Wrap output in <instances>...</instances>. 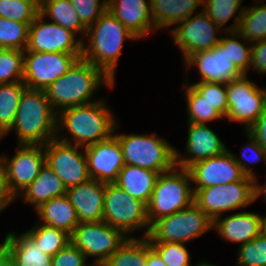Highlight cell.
<instances>
[{
    "instance_id": "cell-1",
    "label": "cell",
    "mask_w": 266,
    "mask_h": 266,
    "mask_svg": "<svg viewBox=\"0 0 266 266\" xmlns=\"http://www.w3.org/2000/svg\"><path fill=\"white\" fill-rule=\"evenodd\" d=\"M102 85L112 88L115 83L94 64L79 58L68 72L53 82L45 92L53 109L58 112L59 109L61 111L98 101L91 99Z\"/></svg>"
},
{
    "instance_id": "cell-2",
    "label": "cell",
    "mask_w": 266,
    "mask_h": 266,
    "mask_svg": "<svg viewBox=\"0 0 266 266\" xmlns=\"http://www.w3.org/2000/svg\"><path fill=\"white\" fill-rule=\"evenodd\" d=\"M17 135L18 144L45 145L57 136V112L45 90L26 88L19 101L10 130Z\"/></svg>"
},
{
    "instance_id": "cell-3",
    "label": "cell",
    "mask_w": 266,
    "mask_h": 266,
    "mask_svg": "<svg viewBox=\"0 0 266 266\" xmlns=\"http://www.w3.org/2000/svg\"><path fill=\"white\" fill-rule=\"evenodd\" d=\"M88 45L83 42L82 58L101 69L115 82V69L125 40L138 39L109 10L87 28Z\"/></svg>"
},
{
    "instance_id": "cell-4",
    "label": "cell",
    "mask_w": 266,
    "mask_h": 266,
    "mask_svg": "<svg viewBox=\"0 0 266 266\" xmlns=\"http://www.w3.org/2000/svg\"><path fill=\"white\" fill-rule=\"evenodd\" d=\"M104 100L73 106L57 112V135L61 129L73 137V143L87 147L109 138L118 127L117 119Z\"/></svg>"
},
{
    "instance_id": "cell-5",
    "label": "cell",
    "mask_w": 266,
    "mask_h": 266,
    "mask_svg": "<svg viewBox=\"0 0 266 266\" xmlns=\"http://www.w3.org/2000/svg\"><path fill=\"white\" fill-rule=\"evenodd\" d=\"M191 182L189 170L176 165L171 170L160 173L147 205L150 226L156 220L188 208L194 203V190L189 186Z\"/></svg>"
},
{
    "instance_id": "cell-6",
    "label": "cell",
    "mask_w": 266,
    "mask_h": 266,
    "mask_svg": "<svg viewBox=\"0 0 266 266\" xmlns=\"http://www.w3.org/2000/svg\"><path fill=\"white\" fill-rule=\"evenodd\" d=\"M122 148L124 163L158 173L171 170L176 165V148L167 140L150 135L113 133Z\"/></svg>"
},
{
    "instance_id": "cell-7",
    "label": "cell",
    "mask_w": 266,
    "mask_h": 266,
    "mask_svg": "<svg viewBox=\"0 0 266 266\" xmlns=\"http://www.w3.org/2000/svg\"><path fill=\"white\" fill-rule=\"evenodd\" d=\"M213 230V220L195 203L172 215L156 220L147 236L149 242H189Z\"/></svg>"
},
{
    "instance_id": "cell-8",
    "label": "cell",
    "mask_w": 266,
    "mask_h": 266,
    "mask_svg": "<svg viewBox=\"0 0 266 266\" xmlns=\"http://www.w3.org/2000/svg\"><path fill=\"white\" fill-rule=\"evenodd\" d=\"M103 221L129 237H132L129 233L137 229H146L143 237H147L150 231L147 205L128 195L115 183H106Z\"/></svg>"
},
{
    "instance_id": "cell-9",
    "label": "cell",
    "mask_w": 266,
    "mask_h": 266,
    "mask_svg": "<svg viewBox=\"0 0 266 266\" xmlns=\"http://www.w3.org/2000/svg\"><path fill=\"white\" fill-rule=\"evenodd\" d=\"M193 190L194 203L212 220L225 211L243 208L255 201L254 178L250 176L234 183Z\"/></svg>"
},
{
    "instance_id": "cell-10",
    "label": "cell",
    "mask_w": 266,
    "mask_h": 266,
    "mask_svg": "<svg viewBox=\"0 0 266 266\" xmlns=\"http://www.w3.org/2000/svg\"><path fill=\"white\" fill-rule=\"evenodd\" d=\"M61 136V137H60ZM56 136L44 145L45 164L62 180L66 188L79 185L90 178L87 157L65 135ZM61 138V139H60Z\"/></svg>"
},
{
    "instance_id": "cell-11",
    "label": "cell",
    "mask_w": 266,
    "mask_h": 266,
    "mask_svg": "<svg viewBox=\"0 0 266 266\" xmlns=\"http://www.w3.org/2000/svg\"><path fill=\"white\" fill-rule=\"evenodd\" d=\"M226 91V118L231 122L243 123L244 129L248 131L266 109V87H258L244 74L226 84Z\"/></svg>"
},
{
    "instance_id": "cell-12",
    "label": "cell",
    "mask_w": 266,
    "mask_h": 266,
    "mask_svg": "<svg viewBox=\"0 0 266 266\" xmlns=\"http://www.w3.org/2000/svg\"><path fill=\"white\" fill-rule=\"evenodd\" d=\"M127 238L121 230L104 221L79 223L70 235L71 243L85 254L86 259L94 257L95 263H105Z\"/></svg>"
},
{
    "instance_id": "cell-13",
    "label": "cell",
    "mask_w": 266,
    "mask_h": 266,
    "mask_svg": "<svg viewBox=\"0 0 266 266\" xmlns=\"http://www.w3.org/2000/svg\"><path fill=\"white\" fill-rule=\"evenodd\" d=\"M79 58L82 54L24 51L23 83L30 89L46 90Z\"/></svg>"
},
{
    "instance_id": "cell-14",
    "label": "cell",
    "mask_w": 266,
    "mask_h": 266,
    "mask_svg": "<svg viewBox=\"0 0 266 266\" xmlns=\"http://www.w3.org/2000/svg\"><path fill=\"white\" fill-rule=\"evenodd\" d=\"M38 14L29 26L28 43L25 51L82 54L83 37L77 40L71 30L53 22H44Z\"/></svg>"
},
{
    "instance_id": "cell-15",
    "label": "cell",
    "mask_w": 266,
    "mask_h": 266,
    "mask_svg": "<svg viewBox=\"0 0 266 266\" xmlns=\"http://www.w3.org/2000/svg\"><path fill=\"white\" fill-rule=\"evenodd\" d=\"M0 163L6 170L10 190L18 198L45 165L44 145L18 144L11 159L0 155Z\"/></svg>"
},
{
    "instance_id": "cell-16",
    "label": "cell",
    "mask_w": 266,
    "mask_h": 266,
    "mask_svg": "<svg viewBox=\"0 0 266 266\" xmlns=\"http://www.w3.org/2000/svg\"><path fill=\"white\" fill-rule=\"evenodd\" d=\"M176 25L170 33L184 61L196 52L211 50L220 42L221 36L216 37V32L221 28L203 10Z\"/></svg>"
},
{
    "instance_id": "cell-17",
    "label": "cell",
    "mask_w": 266,
    "mask_h": 266,
    "mask_svg": "<svg viewBox=\"0 0 266 266\" xmlns=\"http://www.w3.org/2000/svg\"><path fill=\"white\" fill-rule=\"evenodd\" d=\"M188 170L192 182L196 184V187L192 188L225 185L241 181L247 176L228 149L219 155L194 163Z\"/></svg>"
},
{
    "instance_id": "cell-18",
    "label": "cell",
    "mask_w": 266,
    "mask_h": 266,
    "mask_svg": "<svg viewBox=\"0 0 266 266\" xmlns=\"http://www.w3.org/2000/svg\"><path fill=\"white\" fill-rule=\"evenodd\" d=\"M90 178L103 183H114L125 165L123 151L117 137L109 138L84 148Z\"/></svg>"
},
{
    "instance_id": "cell-19",
    "label": "cell",
    "mask_w": 266,
    "mask_h": 266,
    "mask_svg": "<svg viewBox=\"0 0 266 266\" xmlns=\"http://www.w3.org/2000/svg\"><path fill=\"white\" fill-rule=\"evenodd\" d=\"M184 65L186 69L196 65L201 75L199 82L228 84L231 80L244 75L231 61L228 47H223L220 42L211 50L190 55L184 61Z\"/></svg>"
},
{
    "instance_id": "cell-20",
    "label": "cell",
    "mask_w": 266,
    "mask_h": 266,
    "mask_svg": "<svg viewBox=\"0 0 266 266\" xmlns=\"http://www.w3.org/2000/svg\"><path fill=\"white\" fill-rule=\"evenodd\" d=\"M188 126L185 150L189 157H183L176 149V166L188 169L198 161L209 159L227 150L219 136L206 124L188 122Z\"/></svg>"
},
{
    "instance_id": "cell-21",
    "label": "cell",
    "mask_w": 266,
    "mask_h": 266,
    "mask_svg": "<svg viewBox=\"0 0 266 266\" xmlns=\"http://www.w3.org/2000/svg\"><path fill=\"white\" fill-rule=\"evenodd\" d=\"M105 188L106 183L92 178L67 188L65 195L76 209L80 223L103 221Z\"/></svg>"
},
{
    "instance_id": "cell-22",
    "label": "cell",
    "mask_w": 266,
    "mask_h": 266,
    "mask_svg": "<svg viewBox=\"0 0 266 266\" xmlns=\"http://www.w3.org/2000/svg\"><path fill=\"white\" fill-rule=\"evenodd\" d=\"M111 12L138 39L157 30L151 15L150 0H107Z\"/></svg>"
},
{
    "instance_id": "cell-23",
    "label": "cell",
    "mask_w": 266,
    "mask_h": 266,
    "mask_svg": "<svg viewBox=\"0 0 266 266\" xmlns=\"http://www.w3.org/2000/svg\"><path fill=\"white\" fill-rule=\"evenodd\" d=\"M261 215L252 212H237L213 220V229L228 242L243 245L261 234Z\"/></svg>"
},
{
    "instance_id": "cell-24",
    "label": "cell",
    "mask_w": 266,
    "mask_h": 266,
    "mask_svg": "<svg viewBox=\"0 0 266 266\" xmlns=\"http://www.w3.org/2000/svg\"><path fill=\"white\" fill-rule=\"evenodd\" d=\"M159 175L149 169L125 164L114 183L131 197L148 205Z\"/></svg>"
},
{
    "instance_id": "cell-25",
    "label": "cell",
    "mask_w": 266,
    "mask_h": 266,
    "mask_svg": "<svg viewBox=\"0 0 266 266\" xmlns=\"http://www.w3.org/2000/svg\"><path fill=\"white\" fill-rule=\"evenodd\" d=\"M43 225L61 229L71 235L80 223L76 209L66 195L55 197L35 209Z\"/></svg>"
},
{
    "instance_id": "cell-26",
    "label": "cell",
    "mask_w": 266,
    "mask_h": 266,
    "mask_svg": "<svg viewBox=\"0 0 266 266\" xmlns=\"http://www.w3.org/2000/svg\"><path fill=\"white\" fill-rule=\"evenodd\" d=\"M4 248L17 266H52V257L45 254L26 232L21 235L8 232Z\"/></svg>"
},
{
    "instance_id": "cell-27",
    "label": "cell",
    "mask_w": 266,
    "mask_h": 266,
    "mask_svg": "<svg viewBox=\"0 0 266 266\" xmlns=\"http://www.w3.org/2000/svg\"><path fill=\"white\" fill-rule=\"evenodd\" d=\"M67 188L62 180L46 164L41 168L37 178L23 191V201L32 204L34 210L52 198L66 194Z\"/></svg>"
},
{
    "instance_id": "cell-28",
    "label": "cell",
    "mask_w": 266,
    "mask_h": 266,
    "mask_svg": "<svg viewBox=\"0 0 266 266\" xmlns=\"http://www.w3.org/2000/svg\"><path fill=\"white\" fill-rule=\"evenodd\" d=\"M151 15L155 28L162 29L185 21L203 0H150Z\"/></svg>"
},
{
    "instance_id": "cell-29",
    "label": "cell",
    "mask_w": 266,
    "mask_h": 266,
    "mask_svg": "<svg viewBox=\"0 0 266 266\" xmlns=\"http://www.w3.org/2000/svg\"><path fill=\"white\" fill-rule=\"evenodd\" d=\"M39 14L52 19L65 29L75 34L83 33L86 36L87 27L81 22L70 0H45L39 5Z\"/></svg>"
},
{
    "instance_id": "cell-30",
    "label": "cell",
    "mask_w": 266,
    "mask_h": 266,
    "mask_svg": "<svg viewBox=\"0 0 266 266\" xmlns=\"http://www.w3.org/2000/svg\"><path fill=\"white\" fill-rule=\"evenodd\" d=\"M244 7L237 32L250 44L266 40V4Z\"/></svg>"
},
{
    "instance_id": "cell-31",
    "label": "cell",
    "mask_w": 266,
    "mask_h": 266,
    "mask_svg": "<svg viewBox=\"0 0 266 266\" xmlns=\"http://www.w3.org/2000/svg\"><path fill=\"white\" fill-rule=\"evenodd\" d=\"M243 1L244 0H203V11L222 31H237L244 10V7H241ZM235 13L238 15L234 19V24L223 28L226 22L235 16Z\"/></svg>"
},
{
    "instance_id": "cell-32",
    "label": "cell",
    "mask_w": 266,
    "mask_h": 266,
    "mask_svg": "<svg viewBox=\"0 0 266 266\" xmlns=\"http://www.w3.org/2000/svg\"><path fill=\"white\" fill-rule=\"evenodd\" d=\"M105 263L107 266H146L147 237H128Z\"/></svg>"
},
{
    "instance_id": "cell-33",
    "label": "cell",
    "mask_w": 266,
    "mask_h": 266,
    "mask_svg": "<svg viewBox=\"0 0 266 266\" xmlns=\"http://www.w3.org/2000/svg\"><path fill=\"white\" fill-rule=\"evenodd\" d=\"M26 88L23 82L0 84V133L3 136L13 125L20 97Z\"/></svg>"
},
{
    "instance_id": "cell-34",
    "label": "cell",
    "mask_w": 266,
    "mask_h": 266,
    "mask_svg": "<svg viewBox=\"0 0 266 266\" xmlns=\"http://www.w3.org/2000/svg\"><path fill=\"white\" fill-rule=\"evenodd\" d=\"M37 222L26 233L37 243L40 249L53 257L58 251L65 248L70 242V235L54 227H49Z\"/></svg>"
},
{
    "instance_id": "cell-35",
    "label": "cell",
    "mask_w": 266,
    "mask_h": 266,
    "mask_svg": "<svg viewBox=\"0 0 266 266\" xmlns=\"http://www.w3.org/2000/svg\"><path fill=\"white\" fill-rule=\"evenodd\" d=\"M185 80L186 83L183 86L187 103L188 122L206 124L213 120H223L224 117L191 86V83L190 85L187 83V79Z\"/></svg>"
},
{
    "instance_id": "cell-36",
    "label": "cell",
    "mask_w": 266,
    "mask_h": 266,
    "mask_svg": "<svg viewBox=\"0 0 266 266\" xmlns=\"http://www.w3.org/2000/svg\"><path fill=\"white\" fill-rule=\"evenodd\" d=\"M30 24L0 17V49L25 51Z\"/></svg>"
},
{
    "instance_id": "cell-37",
    "label": "cell",
    "mask_w": 266,
    "mask_h": 266,
    "mask_svg": "<svg viewBox=\"0 0 266 266\" xmlns=\"http://www.w3.org/2000/svg\"><path fill=\"white\" fill-rule=\"evenodd\" d=\"M24 51L0 49V84L23 82Z\"/></svg>"
},
{
    "instance_id": "cell-38",
    "label": "cell",
    "mask_w": 266,
    "mask_h": 266,
    "mask_svg": "<svg viewBox=\"0 0 266 266\" xmlns=\"http://www.w3.org/2000/svg\"><path fill=\"white\" fill-rule=\"evenodd\" d=\"M39 14L34 0H0V17L13 21L32 23Z\"/></svg>"
},
{
    "instance_id": "cell-39",
    "label": "cell",
    "mask_w": 266,
    "mask_h": 266,
    "mask_svg": "<svg viewBox=\"0 0 266 266\" xmlns=\"http://www.w3.org/2000/svg\"><path fill=\"white\" fill-rule=\"evenodd\" d=\"M226 33H229L231 37H221L220 44L223 47H228V55L231 61L243 74H247L250 69L251 45L245 46L247 41L237 31ZM238 38L241 39V42ZM242 40L244 43H242Z\"/></svg>"
},
{
    "instance_id": "cell-40",
    "label": "cell",
    "mask_w": 266,
    "mask_h": 266,
    "mask_svg": "<svg viewBox=\"0 0 266 266\" xmlns=\"http://www.w3.org/2000/svg\"><path fill=\"white\" fill-rule=\"evenodd\" d=\"M237 254V266H266V236L261 233L240 245Z\"/></svg>"
},
{
    "instance_id": "cell-41",
    "label": "cell",
    "mask_w": 266,
    "mask_h": 266,
    "mask_svg": "<svg viewBox=\"0 0 266 266\" xmlns=\"http://www.w3.org/2000/svg\"><path fill=\"white\" fill-rule=\"evenodd\" d=\"M224 118L228 114L226 84L213 82H196L191 85Z\"/></svg>"
},
{
    "instance_id": "cell-42",
    "label": "cell",
    "mask_w": 266,
    "mask_h": 266,
    "mask_svg": "<svg viewBox=\"0 0 266 266\" xmlns=\"http://www.w3.org/2000/svg\"><path fill=\"white\" fill-rule=\"evenodd\" d=\"M167 266H192L189 252L183 243L149 242Z\"/></svg>"
},
{
    "instance_id": "cell-43",
    "label": "cell",
    "mask_w": 266,
    "mask_h": 266,
    "mask_svg": "<svg viewBox=\"0 0 266 266\" xmlns=\"http://www.w3.org/2000/svg\"><path fill=\"white\" fill-rule=\"evenodd\" d=\"M245 133L249 142L241 149L242 151L240 153V158H238L237 155H234V158L237 164L241 167L242 171L247 176L254 178L256 174L255 172H253V169L251 167H248V163L255 164L260 162V160L262 159L266 164V151L260 147L256 139L250 134V132L245 131ZM249 152L253 154V156L250 155L252 157H248L247 153ZM245 154L247 155V157Z\"/></svg>"
},
{
    "instance_id": "cell-44",
    "label": "cell",
    "mask_w": 266,
    "mask_h": 266,
    "mask_svg": "<svg viewBox=\"0 0 266 266\" xmlns=\"http://www.w3.org/2000/svg\"><path fill=\"white\" fill-rule=\"evenodd\" d=\"M81 22L88 28L107 10V0H70Z\"/></svg>"
},
{
    "instance_id": "cell-45",
    "label": "cell",
    "mask_w": 266,
    "mask_h": 266,
    "mask_svg": "<svg viewBox=\"0 0 266 266\" xmlns=\"http://www.w3.org/2000/svg\"><path fill=\"white\" fill-rule=\"evenodd\" d=\"M85 254L71 242L52 257V266H87Z\"/></svg>"
},
{
    "instance_id": "cell-46",
    "label": "cell",
    "mask_w": 266,
    "mask_h": 266,
    "mask_svg": "<svg viewBox=\"0 0 266 266\" xmlns=\"http://www.w3.org/2000/svg\"><path fill=\"white\" fill-rule=\"evenodd\" d=\"M250 68L259 74L266 73V40L251 43Z\"/></svg>"
},
{
    "instance_id": "cell-47",
    "label": "cell",
    "mask_w": 266,
    "mask_h": 266,
    "mask_svg": "<svg viewBox=\"0 0 266 266\" xmlns=\"http://www.w3.org/2000/svg\"><path fill=\"white\" fill-rule=\"evenodd\" d=\"M16 199L18 198L10 190L6 170L0 163V212Z\"/></svg>"
},
{
    "instance_id": "cell-48",
    "label": "cell",
    "mask_w": 266,
    "mask_h": 266,
    "mask_svg": "<svg viewBox=\"0 0 266 266\" xmlns=\"http://www.w3.org/2000/svg\"><path fill=\"white\" fill-rule=\"evenodd\" d=\"M248 132L256 139L261 148L266 151V109Z\"/></svg>"
},
{
    "instance_id": "cell-49",
    "label": "cell",
    "mask_w": 266,
    "mask_h": 266,
    "mask_svg": "<svg viewBox=\"0 0 266 266\" xmlns=\"http://www.w3.org/2000/svg\"><path fill=\"white\" fill-rule=\"evenodd\" d=\"M146 266H167L160 255L151 247L147 239V264Z\"/></svg>"
},
{
    "instance_id": "cell-50",
    "label": "cell",
    "mask_w": 266,
    "mask_h": 266,
    "mask_svg": "<svg viewBox=\"0 0 266 266\" xmlns=\"http://www.w3.org/2000/svg\"><path fill=\"white\" fill-rule=\"evenodd\" d=\"M0 266H17L11 254L5 248L0 252Z\"/></svg>"
},
{
    "instance_id": "cell-51",
    "label": "cell",
    "mask_w": 266,
    "mask_h": 266,
    "mask_svg": "<svg viewBox=\"0 0 266 266\" xmlns=\"http://www.w3.org/2000/svg\"><path fill=\"white\" fill-rule=\"evenodd\" d=\"M257 177H254V200L258 199L261 195H263L264 199H266V183L263 185L257 184Z\"/></svg>"
},
{
    "instance_id": "cell-52",
    "label": "cell",
    "mask_w": 266,
    "mask_h": 266,
    "mask_svg": "<svg viewBox=\"0 0 266 266\" xmlns=\"http://www.w3.org/2000/svg\"><path fill=\"white\" fill-rule=\"evenodd\" d=\"M261 217V233L266 236V216Z\"/></svg>"
},
{
    "instance_id": "cell-53",
    "label": "cell",
    "mask_w": 266,
    "mask_h": 266,
    "mask_svg": "<svg viewBox=\"0 0 266 266\" xmlns=\"http://www.w3.org/2000/svg\"><path fill=\"white\" fill-rule=\"evenodd\" d=\"M87 266H107L106 263H95V262H92L90 264H88Z\"/></svg>"
},
{
    "instance_id": "cell-54",
    "label": "cell",
    "mask_w": 266,
    "mask_h": 266,
    "mask_svg": "<svg viewBox=\"0 0 266 266\" xmlns=\"http://www.w3.org/2000/svg\"><path fill=\"white\" fill-rule=\"evenodd\" d=\"M195 266H216V265H212V264H209V263H207L206 261L205 262H199V264H197V265H195Z\"/></svg>"
},
{
    "instance_id": "cell-55",
    "label": "cell",
    "mask_w": 266,
    "mask_h": 266,
    "mask_svg": "<svg viewBox=\"0 0 266 266\" xmlns=\"http://www.w3.org/2000/svg\"><path fill=\"white\" fill-rule=\"evenodd\" d=\"M38 5H40L45 0H34Z\"/></svg>"
},
{
    "instance_id": "cell-56",
    "label": "cell",
    "mask_w": 266,
    "mask_h": 266,
    "mask_svg": "<svg viewBox=\"0 0 266 266\" xmlns=\"http://www.w3.org/2000/svg\"><path fill=\"white\" fill-rule=\"evenodd\" d=\"M4 249V241L2 244H0V252Z\"/></svg>"
}]
</instances>
